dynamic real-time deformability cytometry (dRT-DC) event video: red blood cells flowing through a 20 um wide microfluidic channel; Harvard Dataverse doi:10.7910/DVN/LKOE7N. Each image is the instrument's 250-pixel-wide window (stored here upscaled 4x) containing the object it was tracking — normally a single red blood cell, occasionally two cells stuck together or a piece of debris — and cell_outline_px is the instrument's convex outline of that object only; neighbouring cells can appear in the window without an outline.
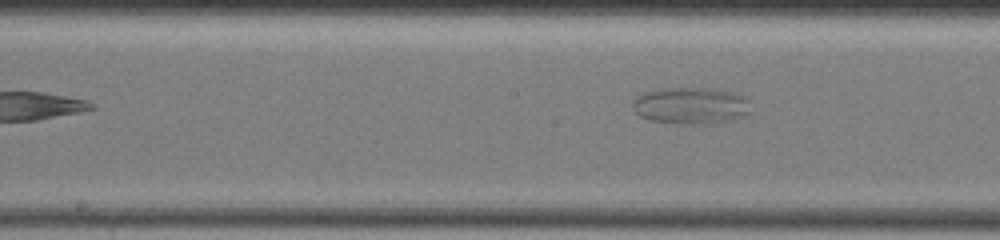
{"species": "common noctule bat (a hibernating species)", "species_latin": "Nyctalus noctula", "temperature_condition": "warm", "stored_images_in_passage": 15, "camera_frame_rate_fps": 3000, "um_per_image_px": 0.085, "animal": {"sex": "female", "body_mass_g": 19.5, "forearm_length_mm": 54.1}, "frame": {"image": 1, "passage_image": 9, "time_ms": 2.667, "image_size_px": [1000, 240], "cell_outline_px": [[740, 112], [732, 116], [720, 120], [652, 120], [640, 116], [636, 112], [636, 100], [644, 92], [664, 88], [708, 88], [728, 92], [740, 96]], "centroid_in_image_um": [58.45, 8.87], "position_along_channel_um": 189.8, "area_um2": 21.62}}
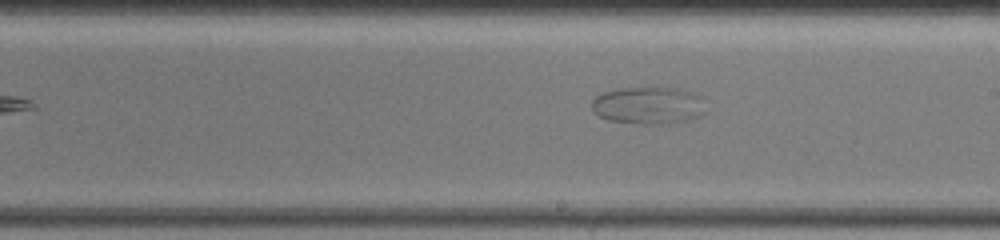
{"frame": {"image": 2, "passage_image": 13, "time_ms": 4.0, "image_size_px": [1000, 240], "cell_outline_px": [[704, 112], [696, 116], [684, 120], [668, 124], [644, 124], [608, 120], [600, 116], [592, 108], [592, 100], [596, 96], [604, 92], [620, 88], [676, 88], [696, 96]], "centroid_in_image_um": [54.99, 8.97], "position_along_channel_um": 234.0, "area_um2": 23.87}}